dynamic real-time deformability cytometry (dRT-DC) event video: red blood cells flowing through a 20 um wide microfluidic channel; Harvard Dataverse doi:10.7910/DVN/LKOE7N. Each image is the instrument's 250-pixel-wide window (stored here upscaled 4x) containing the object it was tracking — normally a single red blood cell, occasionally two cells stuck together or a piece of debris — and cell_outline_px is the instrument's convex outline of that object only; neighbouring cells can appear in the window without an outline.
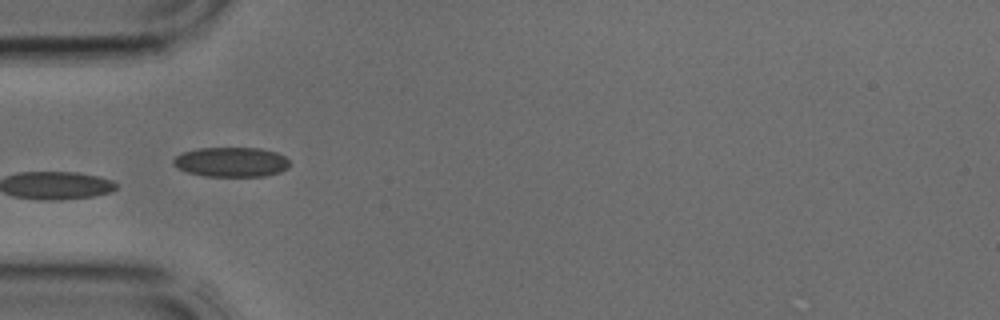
{"species": "common noctule bat (a hibernating species)", "species_latin": "Nyctalus noctula", "temperature_condition": "cold", "stored_images_in_passage": 4, "camera_frame_rate_fps": 3000, "um_per_image_px": 0.085, "animal": {"sex": "male", "body_mass_g": 17.9, "forearm_length_mm": 54.2}, "frame": {"image": 1, "passage_image": 3, "time_ms": 0.667, "image_size_px": [1000, 320], "cell_outline_px": [[288, 168], [280, 172], [264, 176], [208, 176], [188, 172], [172, 164], [172, 160], [176, 156], [184, 152], [200, 148], [260, 148], [276, 152], [284, 156], [288, 160]], "centroid_in_image_um": [19.67, 13.77], "position_along_channel_um": 65.3, "area_um2": 19.94}}